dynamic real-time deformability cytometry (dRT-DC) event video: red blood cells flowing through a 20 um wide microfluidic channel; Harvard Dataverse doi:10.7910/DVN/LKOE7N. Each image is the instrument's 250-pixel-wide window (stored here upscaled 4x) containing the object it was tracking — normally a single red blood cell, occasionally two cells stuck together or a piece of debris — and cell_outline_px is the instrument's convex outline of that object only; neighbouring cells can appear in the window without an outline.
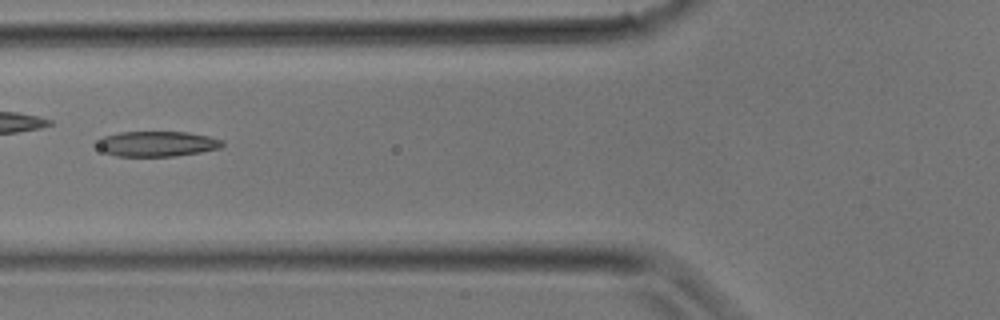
{"species": "common noctule bat (a hibernating species)", "species_latin": "Nyctalus noctula", "temperature_condition": "room temperature", "stored_images_in_passage": 17, "camera_frame_rate_fps": 3000, "um_per_image_px": 0.085, "animal": {"sex": "male", "body_mass_g": 17.9}, "frame": {"image": 1, "passage_image": 12, "time_ms": 3.667, "image_size_px": [1000, 320], "cell_outline_px": [[224, 144], [220, 148], [200, 152], [176, 156], [116, 156], [104, 152], [92, 144], [96, 140], [104, 136], [120, 132], [188, 132], [208, 136], [224, 140]], "centroid_in_image_um": [13.3, 12.22], "position_along_channel_um": 112.5, "area_um2": 18.67}}